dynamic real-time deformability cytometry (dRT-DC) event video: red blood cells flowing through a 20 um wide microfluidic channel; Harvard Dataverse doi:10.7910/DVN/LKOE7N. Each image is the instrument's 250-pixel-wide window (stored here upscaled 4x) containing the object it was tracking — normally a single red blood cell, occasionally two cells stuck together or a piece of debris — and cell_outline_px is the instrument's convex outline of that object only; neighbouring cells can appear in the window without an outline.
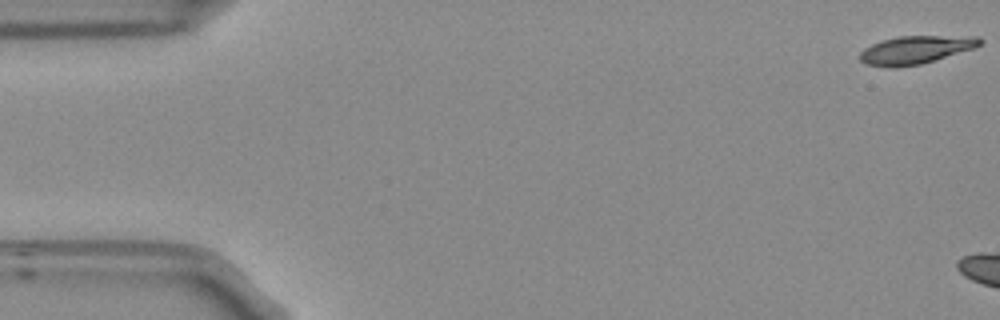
{"species": "Egyptian fruit bat (a non-hibernating species)", "species_latin": "Rousettus aegyptiacus", "temperature_condition": "room temperature", "stored_images_in_passage": 5, "camera_frame_rate_fps": 3000, "um_per_image_px": 0.085, "frame": {"image": 1, "passage_image": 1, "time_ms": 0.0, "image_size_px": [1000, 320], "cell_outline_px": [[984, 40], [976, 48], [920, 64], [896, 68], [868, 64], [860, 60], [860, 52], [864, 48], [880, 40], [900, 36], [976, 36]], "centroid_in_image_um": [77.85, 4.23], "position_along_channel_um": 7.2, "area_um2": 19.59}}